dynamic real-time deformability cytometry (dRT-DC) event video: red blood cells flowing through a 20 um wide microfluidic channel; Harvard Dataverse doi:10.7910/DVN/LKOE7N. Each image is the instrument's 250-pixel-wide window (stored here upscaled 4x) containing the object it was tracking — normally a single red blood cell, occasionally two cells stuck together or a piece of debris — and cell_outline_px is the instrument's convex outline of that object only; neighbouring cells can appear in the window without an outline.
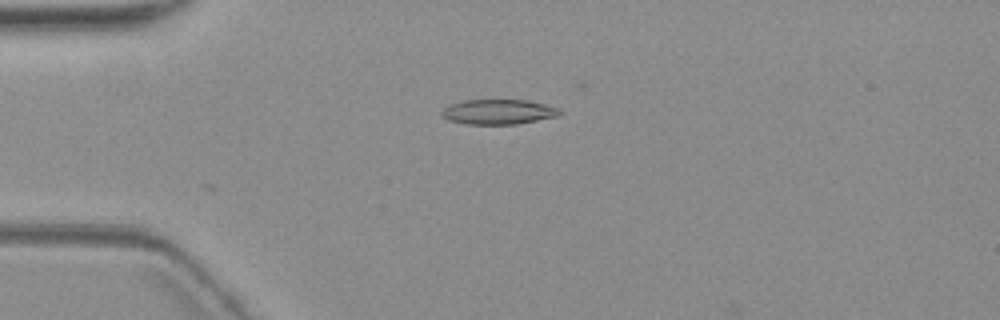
{"species": "common noctule bat (a hibernating species)", "species_latin": "Nyctalus noctula", "temperature_condition": "warm", "stored_images_in_passage": 6, "camera_frame_rate_fps": 3000, "um_per_image_px": 0.085, "animal": {"sex": "female", "body_mass_g": 19.3, "forearm_length_mm": 54.1}, "frame": {"image": 1, "passage_image": 6, "time_ms": 6.0, "image_size_px": [1000, 320], "cell_outline_px": [[564, 112], [556, 116], [516, 124], [468, 124], [448, 120], [440, 112], [444, 108], [452, 104], [464, 100], [528, 100], [560, 108]], "centroid_in_image_um": [42.39, 9.5], "position_along_channel_um": 42.6, "area_um2": 16.99}}